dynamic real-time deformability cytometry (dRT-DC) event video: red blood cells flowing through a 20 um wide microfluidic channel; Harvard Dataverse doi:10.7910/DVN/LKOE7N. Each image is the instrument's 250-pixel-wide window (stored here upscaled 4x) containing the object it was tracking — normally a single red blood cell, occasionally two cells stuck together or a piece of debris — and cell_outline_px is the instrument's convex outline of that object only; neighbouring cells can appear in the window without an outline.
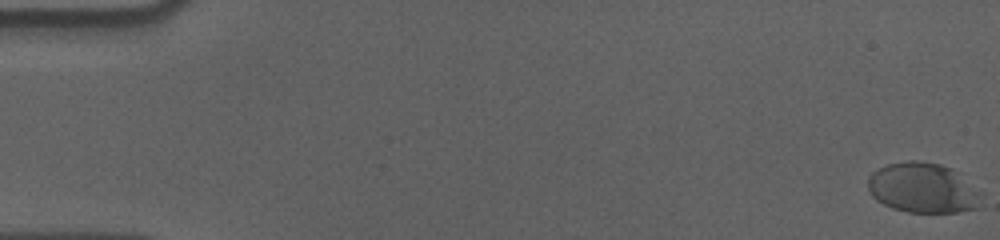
{"species": "human", "species_latin": "Homo sapiens", "temperature_condition": "cold", "stored_images_in_passage": 55, "camera_frame_rate_fps": 3000, "um_per_image_px": 0.085, "donor": {"sex": "male"}, "frame": {"image": 1, "passage_image": 1, "time_ms": 0.0, "image_size_px": [1000, 240], "cell_outline_px": [[984, 192], [980, 208], [956, 212], [908, 212], [892, 208], [876, 200], [872, 196], [868, 188], [868, 176], [872, 172], [888, 164], [908, 160], [920, 160], [940, 164], [952, 168]], "centroid_in_image_um": [78.5, 15.97], "position_along_channel_um": 6.5, "area_um2": 33.7}}
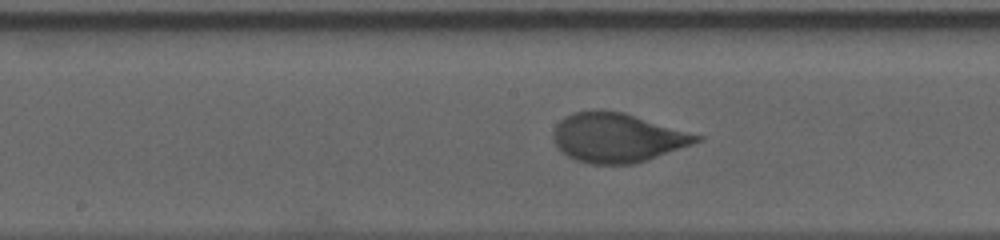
{"frame": {"image": 2, "passage_image": 31, "time_ms": 10.0, "image_size_px": [1000, 240], "cell_outline_px": [[704, 136], [700, 140], [692, 144], [632, 164], [592, 164], [576, 160], [568, 156], [556, 148], [552, 136], [552, 132], [556, 124], [564, 116], [572, 112], [592, 108], [624, 112]], "centroid_in_image_um": [52.39, 11.67], "position_along_channel_um": 195.8, "area_um2": 41.27}}
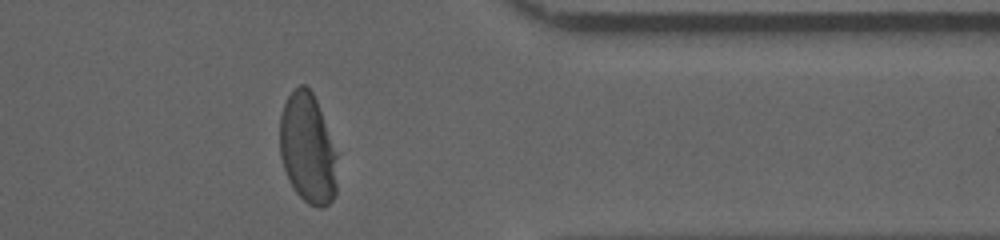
{"frame": {"image": 3, "passage_image": 48, "time_ms": 15.667, "image_size_px": [1000, 240], "cell_outline_px": [[336, 192], [332, 200], [328, 204], [320, 208], [308, 204], [296, 192], [288, 180], [280, 156], [280, 116], [284, 104], [288, 96], [300, 84], [304, 84], [312, 92], [316, 100], [336, 152]], "centroid_in_image_um": [26.14, 12.65], "position_along_channel_um": 385.3, "area_um2": 36.53}, "authors_computed_cell_mechanics": {"area_um2": 39.6508, "velocity_mm_per_s": 3.5624, "shape_relaxation_time_tau1_ms": 4.3712, "shape_relaxation_time_tau2_ms": null, "deformation_change_tau1": 0.1931, "deformation_change_tau2": null}}